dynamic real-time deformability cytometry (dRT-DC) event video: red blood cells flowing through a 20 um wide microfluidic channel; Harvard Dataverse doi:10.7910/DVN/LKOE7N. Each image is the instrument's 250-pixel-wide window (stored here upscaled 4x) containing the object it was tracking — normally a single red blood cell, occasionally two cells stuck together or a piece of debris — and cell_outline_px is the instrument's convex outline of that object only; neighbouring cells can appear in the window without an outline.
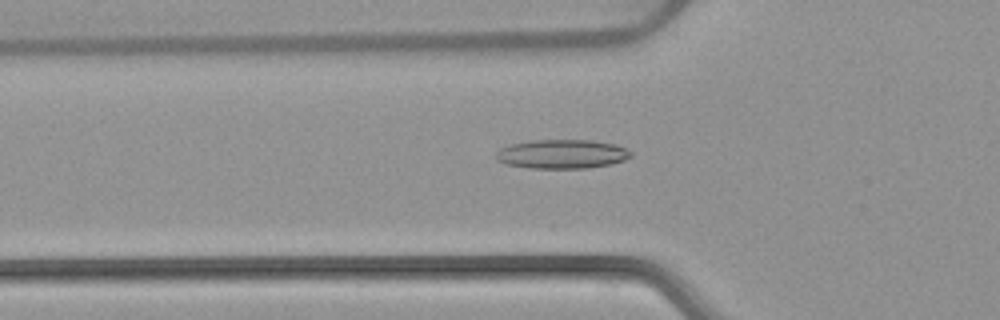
{"species": "common noctule bat (a hibernating species)", "species_latin": "Nyctalus noctula", "temperature_condition": "warm", "stored_images_in_passage": 38, "camera_frame_rate_fps": 3000, "um_per_image_px": 0.085, "animal": {"sex": "female", "body_mass_g": 22.7, "forearm_length_mm": 54.2}, "frame": {"image": 1, "passage_image": 4, "time_ms": 1.0, "image_size_px": [1000, 320], "cell_outline_px": [[632, 156], [624, 160], [612, 164], [588, 168], [532, 168], [504, 164], [496, 160], [496, 152], [500, 148], [512, 144], [532, 140], [592, 140], [612, 144], [624, 148], [632, 152]], "centroid_in_image_um": [47.75, 13.1], "position_along_channel_um": 78.1, "area_um2": 22.83}}
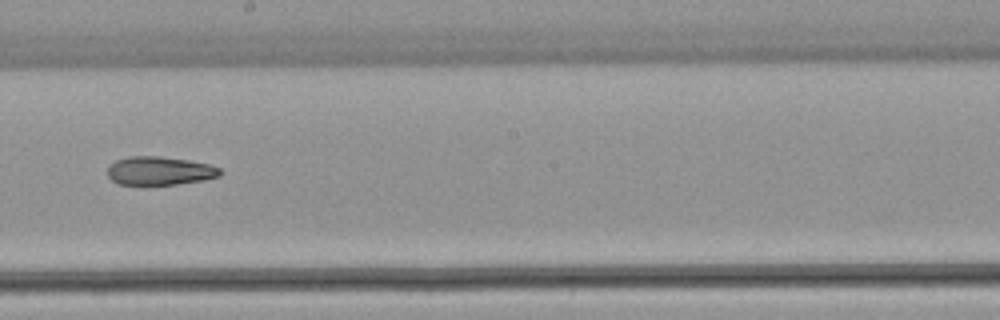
{"frame": {"image": 2, "passage_image": 16, "time_ms": 5.0, "image_size_px": [1000, 320], "cell_outline_px": [[224, 172], [220, 176], [204, 180], [176, 184], [116, 184], [108, 176], [108, 164], [116, 160], [128, 156], [160, 156], [188, 160], [208, 164], [220, 168]], "centroid_in_image_um": [13.57, 14.51], "position_along_channel_um": 234.6, "area_um2": 18.79}}
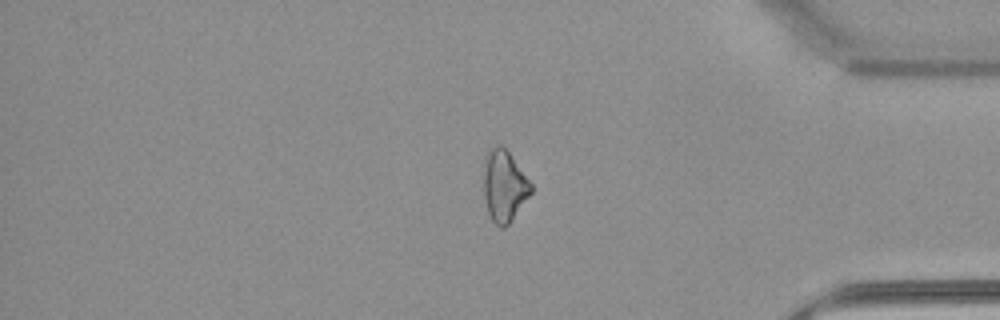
{"frame": {"image": 3, "passage_image": 30, "time_ms": 9.667, "image_size_px": [1000, 320], "cell_outline_px": [[532, 192], [508, 224], [504, 228], [500, 228], [492, 220], [488, 212], [484, 196], [484, 156], [496, 144], [500, 144], [508, 152], [532, 184]], "centroid_in_image_um": [42.84, 15.8], "position_along_channel_um": 392.4, "area_um2": 19.42}}